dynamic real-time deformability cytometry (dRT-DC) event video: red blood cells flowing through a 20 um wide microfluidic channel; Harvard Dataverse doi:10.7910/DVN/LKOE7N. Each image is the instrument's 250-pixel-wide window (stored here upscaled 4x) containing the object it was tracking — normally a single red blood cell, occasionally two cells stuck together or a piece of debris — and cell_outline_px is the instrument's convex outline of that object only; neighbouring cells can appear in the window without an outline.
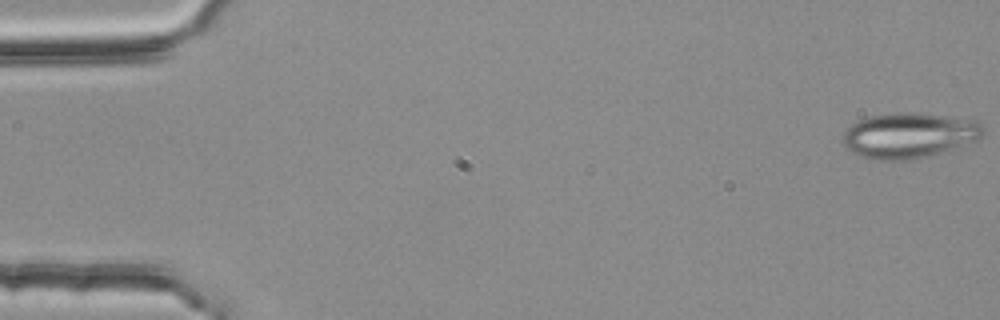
{"species": "common noctule bat (a hibernating species)", "species_latin": "Nyctalus noctula", "temperature_condition": "room temperature", "stored_images_in_passage": 5, "camera_frame_rate_fps": 3000, "um_per_image_px": 0.085, "animal": {"sex": "female", "body_mass_g": 25.1}, "frame": {"image": 1, "passage_image": 1, "time_ms": 0.0, "image_size_px": [1000, 320], "cell_outline_px": [[984, 132], [976, 140], [924, 156], [908, 160], [868, 160], [852, 152], [844, 144], [840, 136], [852, 124], [860, 120], [872, 116], [904, 112], [916, 112], [976, 120], [984, 128]], "centroid_in_image_um": [77.21, 11.5], "position_along_channel_um": 7.8, "area_um2": 36.53}}